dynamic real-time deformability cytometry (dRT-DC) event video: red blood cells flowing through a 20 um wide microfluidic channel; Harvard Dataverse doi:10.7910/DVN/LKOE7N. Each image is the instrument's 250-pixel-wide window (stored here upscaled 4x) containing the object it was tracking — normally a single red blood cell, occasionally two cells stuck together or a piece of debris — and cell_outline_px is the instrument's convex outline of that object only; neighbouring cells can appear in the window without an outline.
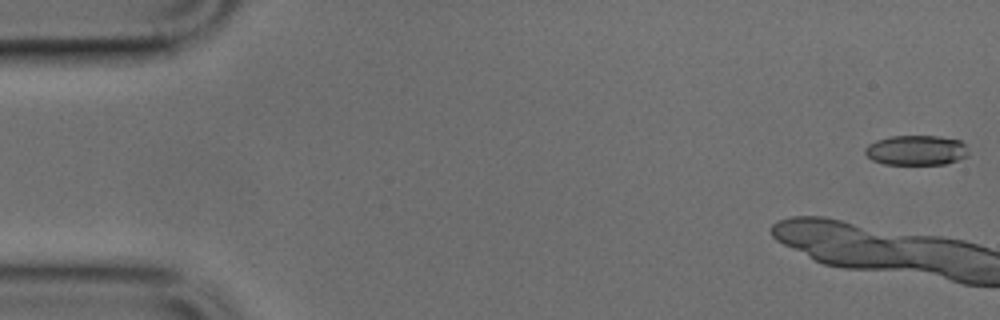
{"species": "common noctule bat (a hibernating species)", "species_latin": "Nyctalus noctula", "temperature_condition": "cold", "stored_images_in_passage": 12, "camera_frame_rate_fps": 3000, "um_per_image_px": 0.085, "animal": {"sex": "male", "body_mass_g": 17.9, "forearm_length_mm": 54.2}, "frame": {"image": 1, "passage_image": 1, "time_ms": 0.0, "image_size_px": [1000, 320], "cell_outline_px": [[968, 156], [944, 164], [884, 164], [872, 160], [864, 152], [864, 148], [868, 144], [876, 140], [892, 136], [940, 136], [960, 140], [964, 144], [968, 152]], "centroid_in_image_um": [77.86, 12.76], "position_along_channel_um": 7.1, "area_um2": 18.03}}